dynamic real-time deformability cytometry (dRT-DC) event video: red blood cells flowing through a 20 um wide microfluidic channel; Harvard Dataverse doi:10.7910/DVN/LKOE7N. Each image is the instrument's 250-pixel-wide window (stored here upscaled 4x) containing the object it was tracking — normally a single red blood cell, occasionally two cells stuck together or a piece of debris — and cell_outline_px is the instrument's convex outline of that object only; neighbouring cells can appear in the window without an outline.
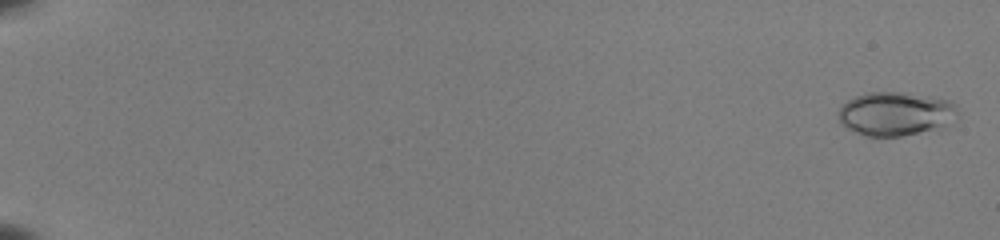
{"species": "common noctule bat (a hibernating species)", "species_latin": "Nyctalus noctula", "temperature_condition": "room temperature", "stored_images_in_passage": 54, "camera_frame_rate_fps": 3000, "um_per_image_px": 0.085, "animal": {"sex": "female", "body_mass_g": 22.0, "forearm_length_mm": 56.7}, "frame": {"image": 1, "passage_image": 2, "time_ms": 0.333, "image_size_px": [1000, 240], "cell_outline_px": [[956, 112], [940, 132], [900, 136], [864, 136], [840, 124], [836, 112], [848, 100], [856, 96], [868, 92], [900, 92], [944, 100], [952, 104]], "centroid_in_image_um": [76.06, 9.72], "position_along_channel_um": 8.9, "area_um2": 30.35}}
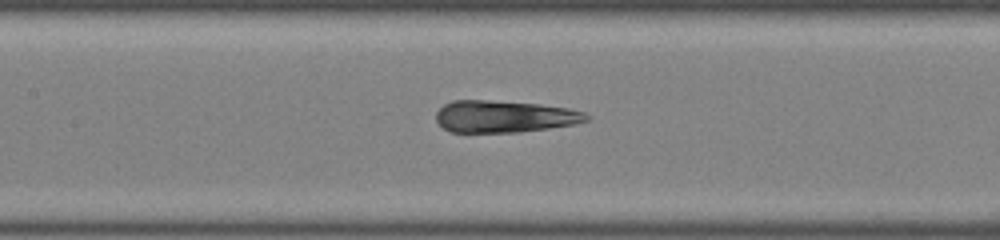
{"frame": {"image": 2, "passage_image": 29, "time_ms": 9.333, "image_size_px": [1000, 240], "cell_outline_px": [[592, 116], [588, 120], [572, 124], [548, 128], [516, 132], [452, 132], [444, 128], [436, 120], [436, 112], [444, 104], [452, 100], [484, 100], [540, 104], [568, 108], [584, 112]], "centroid_in_image_um": [42.86, 9.89], "position_along_channel_um": 164.5, "area_um2": 27.86}}
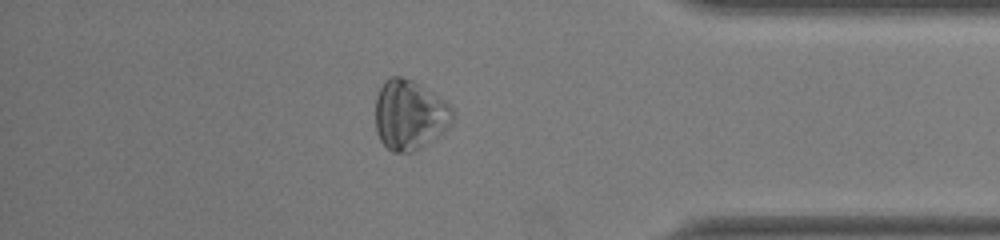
{"frame": {"image": 3, "passage_image": 48, "time_ms": 15.667, "image_size_px": [1000, 240], "cell_outline_px": [[456, 116], [452, 124], [448, 128], [420, 148], [412, 152], [392, 152], [380, 140], [376, 128], [376, 96], [384, 80], [388, 76], [400, 76], [412, 80], [452, 104]], "centroid_in_image_um": [34.85, 9.75], "position_along_channel_um": 400.4, "area_um2": 31.73}, "authors_computed_cell_mechanics": {"area_um2": 28.322, "velocity_mm_per_s": 3.991, "shape_relaxation_time_tau1_ms": 4.515, "shape_relaxation_time_tau2_ms": 1.6103, "deformation_change_tau1": 0.1308, "deformation_change_tau2": 0.1196}}